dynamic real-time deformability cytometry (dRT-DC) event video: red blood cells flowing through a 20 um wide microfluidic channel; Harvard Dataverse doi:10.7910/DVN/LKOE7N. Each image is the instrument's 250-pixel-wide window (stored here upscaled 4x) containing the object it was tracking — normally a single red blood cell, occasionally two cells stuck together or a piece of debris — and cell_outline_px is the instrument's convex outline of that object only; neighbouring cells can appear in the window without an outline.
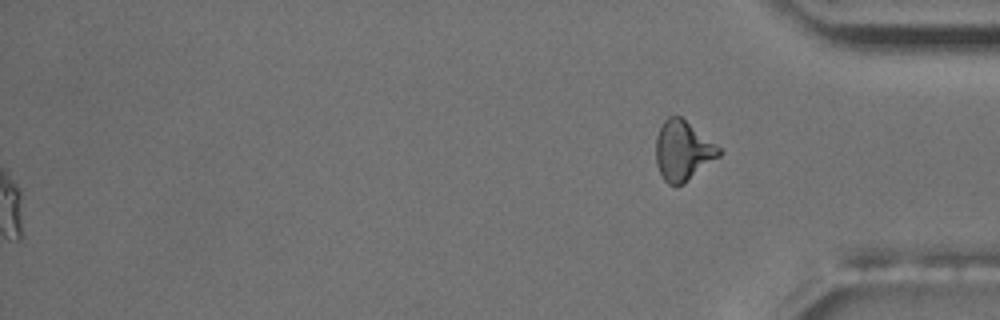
{"species": "common noctule bat (a hibernating species)", "species_latin": "Nyctalus noctula", "temperature_condition": "room temperature", "stored_images_in_passage": 59, "segment_of_instrument_passage": [2, 2], "camera_frame_rate_fps": 3000, "um_per_image_px": 0.085, "animal": {"sex": "male", "body_mass_g": 17.5, "forearm_length_mm": 52.3}, "frame": {"image": 1, "passage_image": 59, "time_ms": 19.333, "image_size_px": [1000, 320], "cell_outline_px": [[724, 152], [720, 156], [684, 184], [676, 188], [668, 184], [664, 180], [656, 164], [656, 136], [664, 120], [668, 116], [680, 116], [720, 148]], "centroid_in_image_um": [58.03, 12.85], "position_along_channel_um": 377.2, "area_um2": 22.02}}